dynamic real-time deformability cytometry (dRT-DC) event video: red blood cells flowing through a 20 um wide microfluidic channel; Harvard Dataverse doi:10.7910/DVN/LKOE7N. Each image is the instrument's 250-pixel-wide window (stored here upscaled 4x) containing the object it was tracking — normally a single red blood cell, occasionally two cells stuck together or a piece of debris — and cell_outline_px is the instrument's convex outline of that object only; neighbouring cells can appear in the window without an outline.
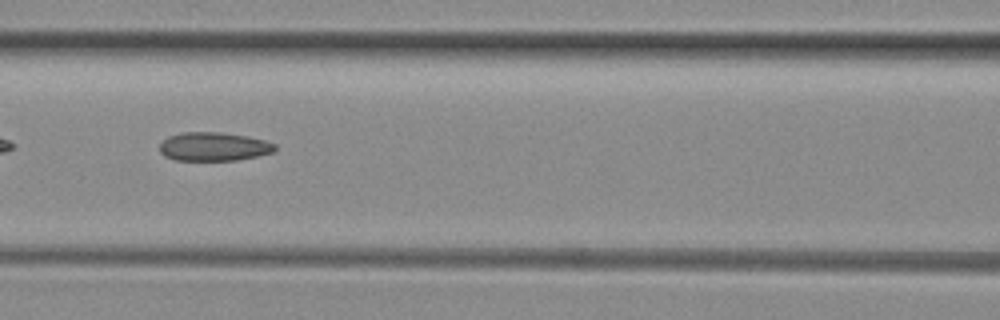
{"species": "common noctule bat (a hibernating species)", "species_latin": "Nyctalus noctula", "temperature_condition": "room temperature", "stored_images_in_passage": 51, "camera_frame_rate_fps": 3000, "um_per_image_px": 0.085, "animal": {"sex": "female", "body_mass_g": 29.2, "forearm_length_mm": 56.3}, "frame": {"image": 1, "passage_image": 22, "time_ms": 7.0, "image_size_px": [1000, 320], "cell_outline_px": [[276, 148], [272, 152], [256, 156], [236, 160], [176, 160], [164, 156], [160, 152], [160, 144], [168, 136], [184, 132], [220, 132], [248, 136], [264, 140], [276, 144]], "centroid_in_image_um": [18.16, 12.45], "position_along_channel_um": 148.4, "area_um2": 19.19}}
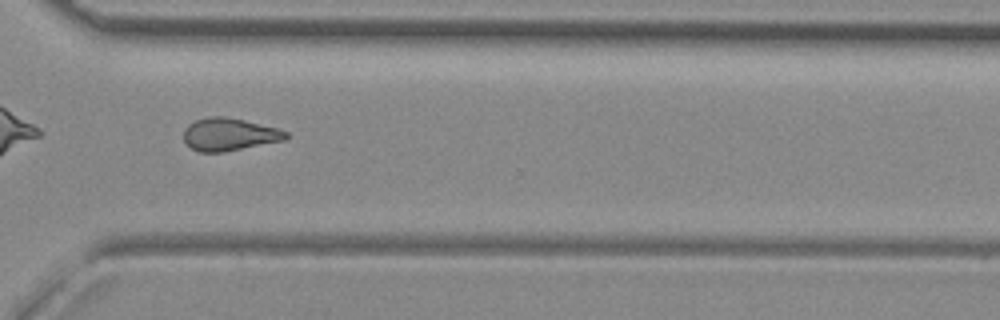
{"frame": {"image": 2, "passage_image": 37, "time_ms": 12.0, "image_size_px": [1000, 320], "cell_outline_px": [[288, 136], [284, 140], [220, 152], [200, 152], [192, 148], [184, 140], [184, 128], [188, 124], [196, 120], [212, 116], [224, 116], [244, 120], [276, 128], [288, 132]], "centroid_in_image_um": [19.46, 11.41], "position_along_channel_um": 351.1, "area_um2": 19.07}, "authors_computed_cell_mechanics": {"area_um2": 19.7098, "velocity_mm_per_s": 4.059, "shape_relaxation_time_tau1_ms": null, "shape_relaxation_time_tau2_ms": 5.5625, "deformation_change_tau1": null, "deformation_change_tau2": 0.1417}}